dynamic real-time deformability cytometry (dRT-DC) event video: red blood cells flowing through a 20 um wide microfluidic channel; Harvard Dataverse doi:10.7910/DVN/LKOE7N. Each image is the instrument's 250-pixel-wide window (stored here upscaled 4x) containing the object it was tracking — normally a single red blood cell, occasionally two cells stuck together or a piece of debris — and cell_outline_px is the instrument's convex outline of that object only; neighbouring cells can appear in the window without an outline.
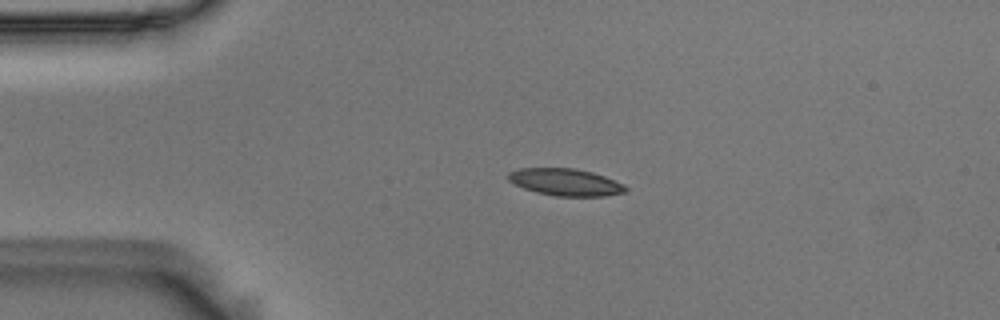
{"species": "Egyptian fruit bat (a non-hibernating species)", "species_latin": "Rousettus aegyptiacus", "temperature_condition": "room temperature", "stored_images_in_passage": 47, "camera_frame_rate_fps": 3000, "um_per_image_px": 0.085, "animal": {"sex": "male"}, "frame": {"image": 1, "passage_image": 4, "time_ms": 1.0, "image_size_px": [1000, 320], "cell_outline_px": [[628, 192], [604, 196], [556, 196], [536, 192], [524, 188], [508, 180], [508, 172], [520, 168], [576, 168], [592, 172], [604, 176], [624, 184], [628, 188]], "centroid_in_image_um": [48.1, 15.48], "position_along_channel_um": 36.9, "area_um2": 18.55}}
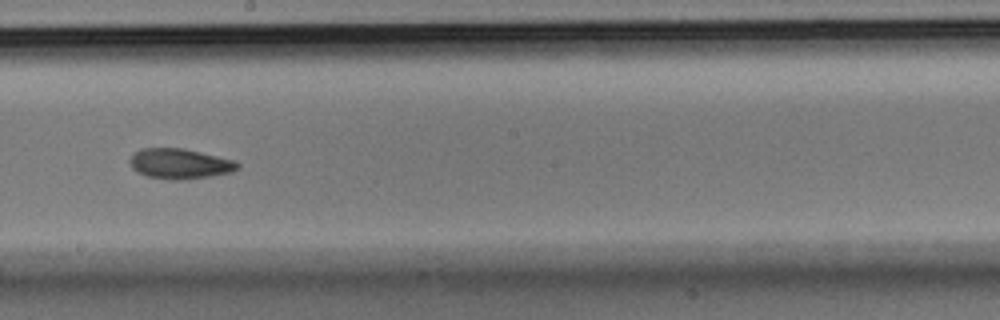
{"frame": {"image": 2, "passage_image": 23, "time_ms": 7.333, "image_size_px": [1000, 320], "cell_outline_px": [[240, 168], [232, 172], [208, 176], [180, 180], [168, 180], [148, 176], [136, 172], [132, 168], [128, 160], [140, 148], [184, 148], [236, 160], [240, 164]], "centroid_in_image_um": [15.29, 13.91], "position_along_channel_um": 232.9, "area_um2": 19.13}}
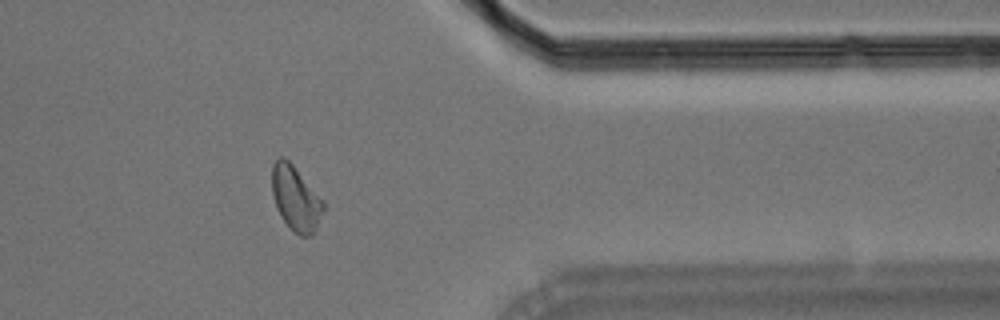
{"frame": {"image": 3, "passage_image": 37, "time_ms": 12.0, "image_size_px": [1000, 320], "cell_outline_px": [[324, 208], [316, 228], [308, 236], [300, 236], [280, 216], [276, 208], [272, 192], [272, 164], [280, 156], [284, 156], [292, 164], [324, 200]], "centroid_in_image_um": [25.12, 16.82], "position_along_channel_um": 386.3, "area_um2": 19.13}, "authors_computed_cell_mechanics": {"area_um2": 18.7272, "velocity_mm_per_s": 3.6056, "shape_relaxation_time_tau1_ms": 3.8003, "shape_relaxation_time_tau2_ms": 3.3074, "deformation_change_tau1": 0.1307, "deformation_change_tau2": 0.0986}}